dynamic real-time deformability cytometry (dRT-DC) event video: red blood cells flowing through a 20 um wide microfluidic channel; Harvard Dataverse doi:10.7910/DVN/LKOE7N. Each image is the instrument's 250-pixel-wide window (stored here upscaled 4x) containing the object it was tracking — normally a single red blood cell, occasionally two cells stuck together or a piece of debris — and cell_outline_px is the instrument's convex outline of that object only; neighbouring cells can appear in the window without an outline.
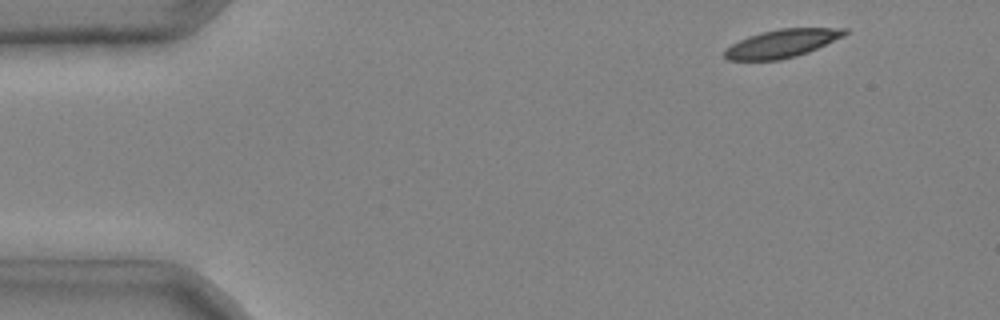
{"species": "common noctule bat (a hibernating species)", "species_latin": "Nyctalus noctula", "temperature_condition": "cold", "stored_images_in_passage": 5, "camera_frame_rate_fps": 3000, "um_per_image_px": 0.085, "animal": {"sex": "male", "body_mass_g": 20.4}, "frame": {"image": 1, "passage_image": 1, "time_ms": 0.0, "image_size_px": [1000, 320], "cell_outline_px": [[848, 32], [844, 36], [808, 52], [796, 56], [780, 60], [728, 60], [724, 56], [724, 52], [732, 44], [748, 36], [760, 32], [780, 28], [848, 28]], "centroid_in_image_um": [66.48, 3.69], "position_along_channel_um": 18.5, "area_um2": 19.59}}